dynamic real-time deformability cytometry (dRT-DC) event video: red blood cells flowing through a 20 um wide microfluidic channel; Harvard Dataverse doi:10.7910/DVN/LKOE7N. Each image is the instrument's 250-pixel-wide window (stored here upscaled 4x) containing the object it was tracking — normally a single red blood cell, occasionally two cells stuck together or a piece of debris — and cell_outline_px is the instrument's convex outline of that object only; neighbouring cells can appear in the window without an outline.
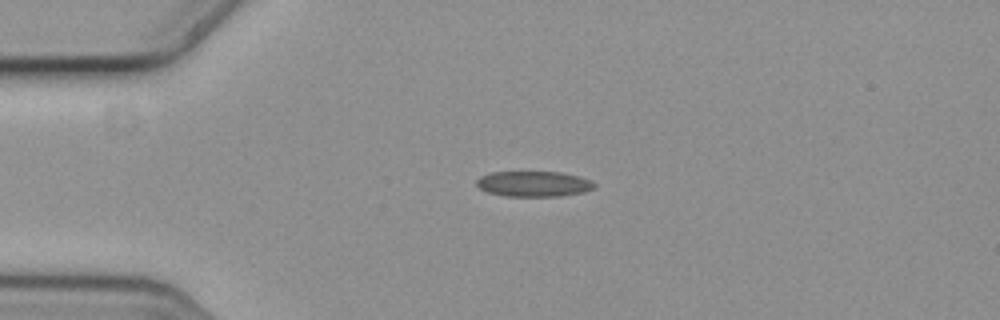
{"species": "common noctule bat (a hibernating species)", "species_latin": "Nyctalus noctula", "temperature_condition": "cold", "stored_images_in_passage": 57, "camera_frame_rate_fps": 3000, "um_per_image_px": 0.085, "animal": {"sex": "female", "body_mass_g": 19.3, "forearm_length_mm": 54.1}, "frame": {"image": 1, "passage_image": 13, "time_ms": 4.0, "image_size_px": [1000, 320], "cell_outline_px": [[596, 184], [592, 188], [584, 192], [560, 196], [504, 196], [488, 192], [480, 188], [476, 184], [476, 180], [480, 176], [492, 172], [560, 172], [576, 176], [588, 180]], "centroid_in_image_um": [45.32, 15.63], "position_along_channel_um": 39.7, "area_um2": 17.28}}
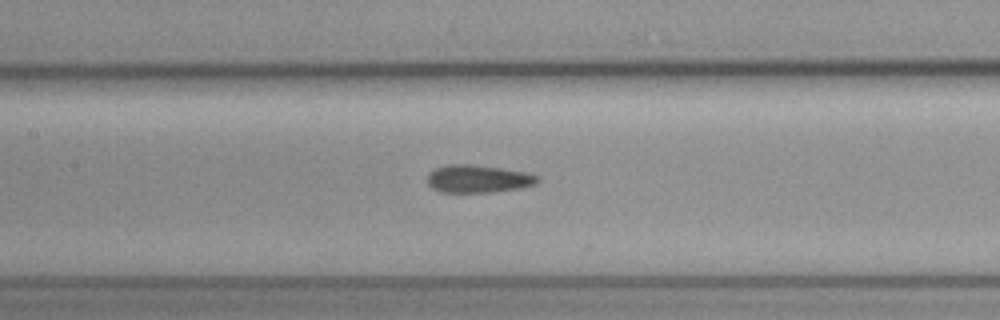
{"frame": {"image": 2, "passage_image": 26, "time_ms": 8.333, "image_size_px": [1000, 320], "cell_outline_px": [[540, 180], [536, 184], [520, 188], [488, 192], [444, 192], [432, 188], [428, 184], [428, 176], [436, 168], [448, 164], [472, 164], [500, 168], [524, 172], [540, 176]], "centroid_in_image_um": [40.67, 15.19], "position_along_channel_um": 166.7, "area_um2": 17.63}}
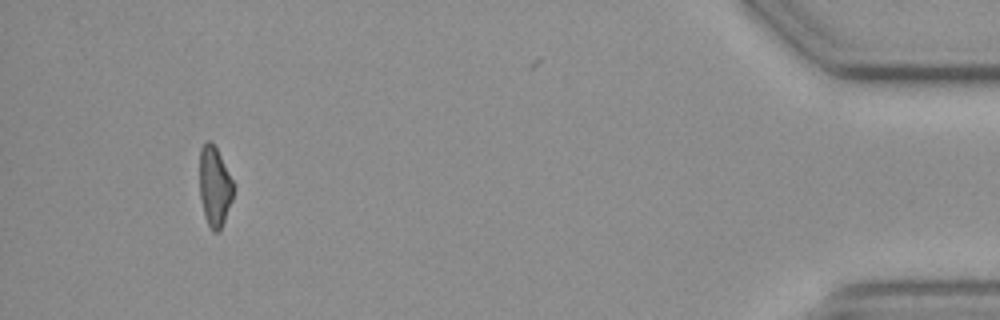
{"frame": {"image": 3, "passage_image": 53, "time_ms": 17.333, "image_size_px": [1000, 320], "cell_outline_px": [[236, 188], [232, 200], [220, 232], [212, 232], [204, 216], [200, 196], [200, 148], [208, 140], [216, 148], [236, 184]], "centroid_in_image_um": [18.27, 15.89], "position_along_channel_um": 416.9, "area_um2": 16.01}, "authors_computed_cell_mechanics": {"area_um2": 17.2244, "velocity_mm_per_s": 3.6216, "shape_relaxation_time_tau1_ms": null, "shape_relaxation_time_tau2_ms": 4.3048, "deformation_change_tau1": null, "deformation_change_tau2": 0.1047}}